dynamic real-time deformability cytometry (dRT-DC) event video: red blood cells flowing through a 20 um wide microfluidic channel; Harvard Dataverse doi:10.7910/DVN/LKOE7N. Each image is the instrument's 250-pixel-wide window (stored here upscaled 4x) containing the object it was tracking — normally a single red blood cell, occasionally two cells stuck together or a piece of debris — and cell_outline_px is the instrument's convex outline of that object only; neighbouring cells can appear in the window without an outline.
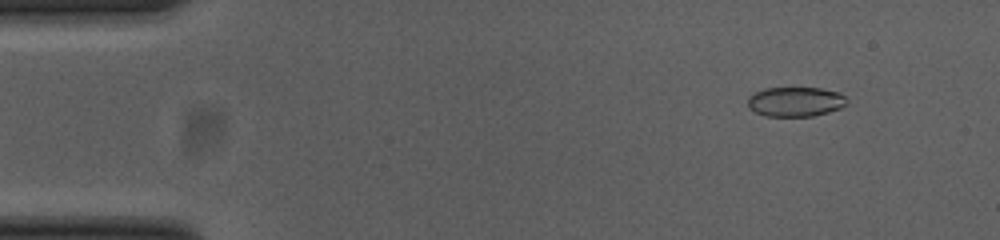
{"species": "common noctule bat (a hibernating species)", "species_latin": "Nyctalus noctula", "temperature_condition": "cold", "stored_images_in_passage": 53, "camera_frame_rate_fps": 3000, "um_per_image_px": 0.085, "animal": {"sex": "female", "body_mass_g": 23.0, "forearm_length_mm": 53.4}, "frame": {"image": 1, "passage_image": 4, "time_ms": 1.0, "image_size_px": [1000, 240], "cell_outline_px": [[848, 104], [840, 108], [828, 112], [812, 116], [768, 116], [756, 112], [748, 108], [748, 96], [764, 88], [820, 88], [840, 92], [848, 100]], "centroid_in_image_um": [67.63, 8.64], "position_along_channel_um": 17.4, "area_um2": 17.17}}
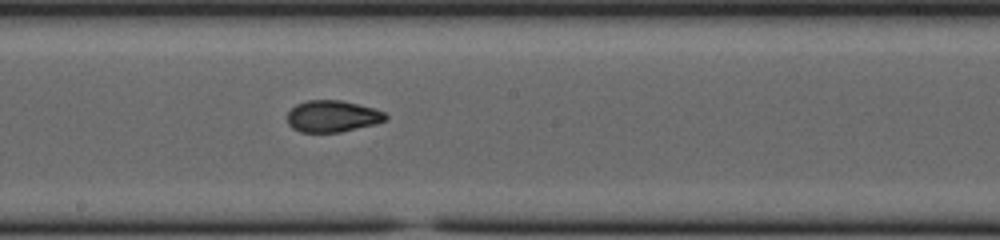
{"frame": {"image": 2, "passage_image": 28, "time_ms": 9.0, "image_size_px": [1000, 240], "cell_outline_px": [[388, 116], [384, 120], [376, 124], [340, 132], [300, 132], [292, 128], [288, 124], [288, 112], [296, 104], [308, 100], [340, 100], [372, 108], [384, 112]], "centroid_in_image_um": [28.23, 9.89], "position_along_channel_um": 220.0, "area_um2": 17.98}}
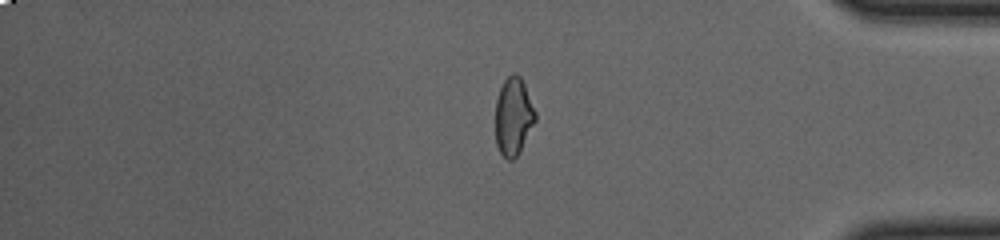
{"frame": {"image": 3, "passage_image": 44, "time_ms": 14.333, "image_size_px": [1000, 240], "cell_outline_px": [[536, 120], [520, 152], [512, 160], [508, 160], [500, 152], [496, 144], [496, 100], [500, 88], [504, 80], [512, 72], [516, 72], [520, 76], [524, 84], [536, 112]], "centroid_in_image_um": [43.64, 9.89], "position_along_channel_um": 391.6, "area_um2": 18.09}, "authors_computed_cell_mechanics": {"area_um2": 18.3226, "velocity_mm_per_s": 3.7182, "shape_relaxation_time_tau1_ms": 6.3764, "shape_relaxation_time_tau2_ms": 1.9484, "deformation_change_tau1": 0.1581, "deformation_change_tau2": 0.0627}}